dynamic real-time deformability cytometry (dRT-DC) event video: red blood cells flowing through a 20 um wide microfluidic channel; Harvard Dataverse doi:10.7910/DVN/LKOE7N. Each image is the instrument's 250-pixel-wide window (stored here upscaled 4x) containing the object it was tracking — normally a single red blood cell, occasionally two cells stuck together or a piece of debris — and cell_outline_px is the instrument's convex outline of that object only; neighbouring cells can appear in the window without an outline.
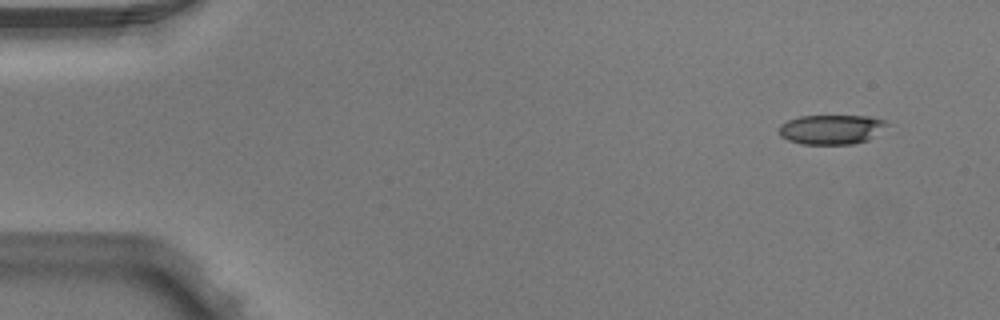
{"species": "Egyptian fruit bat (a non-hibernating species)", "species_latin": "Rousettus aegyptiacus", "temperature_condition": "warm", "stored_images_in_passage": 4, "camera_frame_rate_fps": 3000, "um_per_image_px": 0.085, "animal": {"sex": "male"}, "frame": {"image": 1, "passage_image": 1, "time_ms": 0.0, "image_size_px": [1000, 320], "cell_outline_px": [[888, 124], [868, 140], [852, 144], [804, 144], [788, 140], [780, 136], [780, 124], [788, 120], [800, 116], [868, 116], [888, 120]], "centroid_in_image_um": [70.67, 10.99], "position_along_channel_um": 14.3, "area_um2": 18.5}}
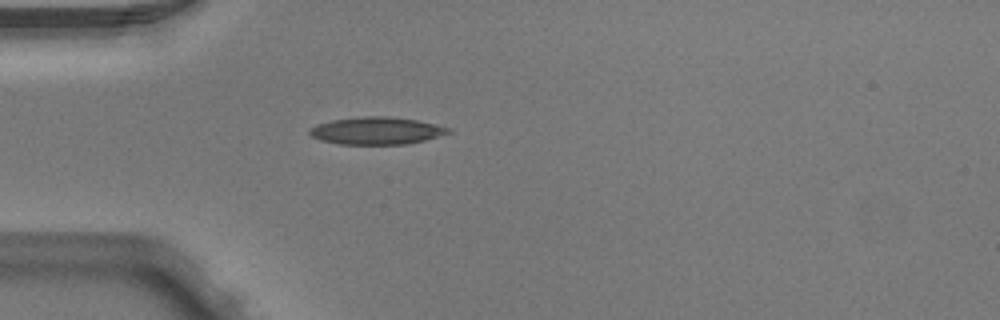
{"frame": {"image": 2, "passage_image": 4, "time_ms": 1.0, "image_size_px": [1000, 320], "cell_outline_px": [[452, 132], [424, 140], [408, 144], [340, 144], [320, 140], [312, 136], [308, 132], [308, 128], [316, 124], [332, 120], [364, 116], [384, 116], [416, 120], [436, 124], [452, 128]], "centroid_in_image_um": [31.99, 11.11], "position_along_channel_um": 53.0, "area_um2": 22.14}}